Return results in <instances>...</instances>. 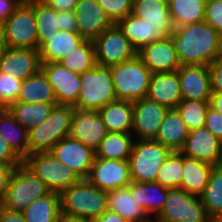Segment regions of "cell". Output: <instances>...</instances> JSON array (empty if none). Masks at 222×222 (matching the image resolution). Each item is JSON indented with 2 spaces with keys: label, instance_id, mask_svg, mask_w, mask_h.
<instances>
[{
  "label": "cell",
  "instance_id": "obj_18",
  "mask_svg": "<svg viewBox=\"0 0 222 222\" xmlns=\"http://www.w3.org/2000/svg\"><path fill=\"white\" fill-rule=\"evenodd\" d=\"M140 60L151 73L175 72L181 63L169 36L156 40L144 46L137 52Z\"/></svg>",
  "mask_w": 222,
  "mask_h": 222
},
{
  "label": "cell",
  "instance_id": "obj_11",
  "mask_svg": "<svg viewBox=\"0 0 222 222\" xmlns=\"http://www.w3.org/2000/svg\"><path fill=\"white\" fill-rule=\"evenodd\" d=\"M96 63L111 67L137 55L129 40L116 24L102 32L94 41Z\"/></svg>",
  "mask_w": 222,
  "mask_h": 222
},
{
  "label": "cell",
  "instance_id": "obj_42",
  "mask_svg": "<svg viewBox=\"0 0 222 222\" xmlns=\"http://www.w3.org/2000/svg\"><path fill=\"white\" fill-rule=\"evenodd\" d=\"M23 81L0 72V108L17 102Z\"/></svg>",
  "mask_w": 222,
  "mask_h": 222
},
{
  "label": "cell",
  "instance_id": "obj_55",
  "mask_svg": "<svg viewBox=\"0 0 222 222\" xmlns=\"http://www.w3.org/2000/svg\"><path fill=\"white\" fill-rule=\"evenodd\" d=\"M8 48L5 34V21L0 20V53Z\"/></svg>",
  "mask_w": 222,
  "mask_h": 222
},
{
  "label": "cell",
  "instance_id": "obj_56",
  "mask_svg": "<svg viewBox=\"0 0 222 222\" xmlns=\"http://www.w3.org/2000/svg\"><path fill=\"white\" fill-rule=\"evenodd\" d=\"M61 220L63 222H91V220H87V219H78V218H67L62 216Z\"/></svg>",
  "mask_w": 222,
  "mask_h": 222
},
{
  "label": "cell",
  "instance_id": "obj_41",
  "mask_svg": "<svg viewBox=\"0 0 222 222\" xmlns=\"http://www.w3.org/2000/svg\"><path fill=\"white\" fill-rule=\"evenodd\" d=\"M182 169L183 154L181 152H172L161 165L155 182L167 189L181 188Z\"/></svg>",
  "mask_w": 222,
  "mask_h": 222
},
{
  "label": "cell",
  "instance_id": "obj_6",
  "mask_svg": "<svg viewBox=\"0 0 222 222\" xmlns=\"http://www.w3.org/2000/svg\"><path fill=\"white\" fill-rule=\"evenodd\" d=\"M49 193L46 184L22 163L12 173L0 204L7 209L22 212L32 201Z\"/></svg>",
  "mask_w": 222,
  "mask_h": 222
},
{
  "label": "cell",
  "instance_id": "obj_21",
  "mask_svg": "<svg viewBox=\"0 0 222 222\" xmlns=\"http://www.w3.org/2000/svg\"><path fill=\"white\" fill-rule=\"evenodd\" d=\"M177 71L183 99L209 102L212 91L208 66L181 65Z\"/></svg>",
  "mask_w": 222,
  "mask_h": 222
},
{
  "label": "cell",
  "instance_id": "obj_47",
  "mask_svg": "<svg viewBox=\"0 0 222 222\" xmlns=\"http://www.w3.org/2000/svg\"><path fill=\"white\" fill-rule=\"evenodd\" d=\"M209 67L211 91L222 92V57L212 62Z\"/></svg>",
  "mask_w": 222,
  "mask_h": 222
},
{
  "label": "cell",
  "instance_id": "obj_17",
  "mask_svg": "<svg viewBox=\"0 0 222 222\" xmlns=\"http://www.w3.org/2000/svg\"><path fill=\"white\" fill-rule=\"evenodd\" d=\"M108 133L98 111L74 108L70 137L95 151Z\"/></svg>",
  "mask_w": 222,
  "mask_h": 222
},
{
  "label": "cell",
  "instance_id": "obj_12",
  "mask_svg": "<svg viewBox=\"0 0 222 222\" xmlns=\"http://www.w3.org/2000/svg\"><path fill=\"white\" fill-rule=\"evenodd\" d=\"M87 180L106 192L126 187L132 182L129 161L95 157Z\"/></svg>",
  "mask_w": 222,
  "mask_h": 222
},
{
  "label": "cell",
  "instance_id": "obj_31",
  "mask_svg": "<svg viewBox=\"0 0 222 222\" xmlns=\"http://www.w3.org/2000/svg\"><path fill=\"white\" fill-rule=\"evenodd\" d=\"M129 191L133 199L137 200L147 214H156V217L161 213L168 194V189L156 182L138 183L132 181L129 184Z\"/></svg>",
  "mask_w": 222,
  "mask_h": 222
},
{
  "label": "cell",
  "instance_id": "obj_51",
  "mask_svg": "<svg viewBox=\"0 0 222 222\" xmlns=\"http://www.w3.org/2000/svg\"><path fill=\"white\" fill-rule=\"evenodd\" d=\"M0 222H26L23 212L14 211L0 204Z\"/></svg>",
  "mask_w": 222,
  "mask_h": 222
},
{
  "label": "cell",
  "instance_id": "obj_3",
  "mask_svg": "<svg viewBox=\"0 0 222 222\" xmlns=\"http://www.w3.org/2000/svg\"><path fill=\"white\" fill-rule=\"evenodd\" d=\"M74 106L55 105L50 115L28 130V156L50 152L61 139L70 135Z\"/></svg>",
  "mask_w": 222,
  "mask_h": 222
},
{
  "label": "cell",
  "instance_id": "obj_16",
  "mask_svg": "<svg viewBox=\"0 0 222 222\" xmlns=\"http://www.w3.org/2000/svg\"><path fill=\"white\" fill-rule=\"evenodd\" d=\"M169 108L147 97L133 102V126L137 138L155 139Z\"/></svg>",
  "mask_w": 222,
  "mask_h": 222
},
{
  "label": "cell",
  "instance_id": "obj_4",
  "mask_svg": "<svg viewBox=\"0 0 222 222\" xmlns=\"http://www.w3.org/2000/svg\"><path fill=\"white\" fill-rule=\"evenodd\" d=\"M116 100L110 67L97 64L93 69L80 74V92L74 108L99 111Z\"/></svg>",
  "mask_w": 222,
  "mask_h": 222
},
{
  "label": "cell",
  "instance_id": "obj_52",
  "mask_svg": "<svg viewBox=\"0 0 222 222\" xmlns=\"http://www.w3.org/2000/svg\"><path fill=\"white\" fill-rule=\"evenodd\" d=\"M78 0H45L44 2L56 11H74Z\"/></svg>",
  "mask_w": 222,
  "mask_h": 222
},
{
  "label": "cell",
  "instance_id": "obj_40",
  "mask_svg": "<svg viewBox=\"0 0 222 222\" xmlns=\"http://www.w3.org/2000/svg\"><path fill=\"white\" fill-rule=\"evenodd\" d=\"M208 108L207 101L182 99L175 109L189 131H192L204 127Z\"/></svg>",
  "mask_w": 222,
  "mask_h": 222
},
{
  "label": "cell",
  "instance_id": "obj_2",
  "mask_svg": "<svg viewBox=\"0 0 222 222\" xmlns=\"http://www.w3.org/2000/svg\"><path fill=\"white\" fill-rule=\"evenodd\" d=\"M61 196V215L67 218L92 220L108 210V194L87 179L67 188Z\"/></svg>",
  "mask_w": 222,
  "mask_h": 222
},
{
  "label": "cell",
  "instance_id": "obj_5",
  "mask_svg": "<svg viewBox=\"0 0 222 222\" xmlns=\"http://www.w3.org/2000/svg\"><path fill=\"white\" fill-rule=\"evenodd\" d=\"M110 68L117 100L134 102L147 97L152 73L137 55Z\"/></svg>",
  "mask_w": 222,
  "mask_h": 222
},
{
  "label": "cell",
  "instance_id": "obj_15",
  "mask_svg": "<svg viewBox=\"0 0 222 222\" xmlns=\"http://www.w3.org/2000/svg\"><path fill=\"white\" fill-rule=\"evenodd\" d=\"M180 152L212 166L222 165V142L206 127L190 131Z\"/></svg>",
  "mask_w": 222,
  "mask_h": 222
},
{
  "label": "cell",
  "instance_id": "obj_10",
  "mask_svg": "<svg viewBox=\"0 0 222 222\" xmlns=\"http://www.w3.org/2000/svg\"><path fill=\"white\" fill-rule=\"evenodd\" d=\"M5 34L8 48L38 49L34 2L23 1L6 19Z\"/></svg>",
  "mask_w": 222,
  "mask_h": 222
},
{
  "label": "cell",
  "instance_id": "obj_13",
  "mask_svg": "<svg viewBox=\"0 0 222 222\" xmlns=\"http://www.w3.org/2000/svg\"><path fill=\"white\" fill-rule=\"evenodd\" d=\"M50 153L72 169L80 179H87L95 158V151L70 136L61 139Z\"/></svg>",
  "mask_w": 222,
  "mask_h": 222
},
{
  "label": "cell",
  "instance_id": "obj_58",
  "mask_svg": "<svg viewBox=\"0 0 222 222\" xmlns=\"http://www.w3.org/2000/svg\"><path fill=\"white\" fill-rule=\"evenodd\" d=\"M213 222H222V215H220L216 220H214Z\"/></svg>",
  "mask_w": 222,
  "mask_h": 222
},
{
  "label": "cell",
  "instance_id": "obj_44",
  "mask_svg": "<svg viewBox=\"0 0 222 222\" xmlns=\"http://www.w3.org/2000/svg\"><path fill=\"white\" fill-rule=\"evenodd\" d=\"M205 22L222 35V0H207Z\"/></svg>",
  "mask_w": 222,
  "mask_h": 222
},
{
  "label": "cell",
  "instance_id": "obj_36",
  "mask_svg": "<svg viewBox=\"0 0 222 222\" xmlns=\"http://www.w3.org/2000/svg\"><path fill=\"white\" fill-rule=\"evenodd\" d=\"M57 103L15 102L8 109L27 131L40 125L51 113Z\"/></svg>",
  "mask_w": 222,
  "mask_h": 222
},
{
  "label": "cell",
  "instance_id": "obj_27",
  "mask_svg": "<svg viewBox=\"0 0 222 222\" xmlns=\"http://www.w3.org/2000/svg\"><path fill=\"white\" fill-rule=\"evenodd\" d=\"M84 40L78 32L60 30L38 48L40 62H59Z\"/></svg>",
  "mask_w": 222,
  "mask_h": 222
},
{
  "label": "cell",
  "instance_id": "obj_33",
  "mask_svg": "<svg viewBox=\"0 0 222 222\" xmlns=\"http://www.w3.org/2000/svg\"><path fill=\"white\" fill-rule=\"evenodd\" d=\"M26 222H59L61 220V196L50 192L32 201L23 211Z\"/></svg>",
  "mask_w": 222,
  "mask_h": 222
},
{
  "label": "cell",
  "instance_id": "obj_29",
  "mask_svg": "<svg viewBox=\"0 0 222 222\" xmlns=\"http://www.w3.org/2000/svg\"><path fill=\"white\" fill-rule=\"evenodd\" d=\"M0 135L23 161L28 157V131L8 108H0Z\"/></svg>",
  "mask_w": 222,
  "mask_h": 222
},
{
  "label": "cell",
  "instance_id": "obj_54",
  "mask_svg": "<svg viewBox=\"0 0 222 222\" xmlns=\"http://www.w3.org/2000/svg\"><path fill=\"white\" fill-rule=\"evenodd\" d=\"M209 107L222 114V92H212Z\"/></svg>",
  "mask_w": 222,
  "mask_h": 222
},
{
  "label": "cell",
  "instance_id": "obj_38",
  "mask_svg": "<svg viewBox=\"0 0 222 222\" xmlns=\"http://www.w3.org/2000/svg\"><path fill=\"white\" fill-rule=\"evenodd\" d=\"M71 72L81 74L93 69L96 63L95 46L93 41L84 40L59 61Z\"/></svg>",
  "mask_w": 222,
  "mask_h": 222
},
{
  "label": "cell",
  "instance_id": "obj_1",
  "mask_svg": "<svg viewBox=\"0 0 222 222\" xmlns=\"http://www.w3.org/2000/svg\"><path fill=\"white\" fill-rule=\"evenodd\" d=\"M168 36L181 65L208 66L222 57V35L205 21L175 28Z\"/></svg>",
  "mask_w": 222,
  "mask_h": 222
},
{
  "label": "cell",
  "instance_id": "obj_8",
  "mask_svg": "<svg viewBox=\"0 0 222 222\" xmlns=\"http://www.w3.org/2000/svg\"><path fill=\"white\" fill-rule=\"evenodd\" d=\"M23 164L53 193L62 194L81 180L72 169L58 161L50 152L29 155Z\"/></svg>",
  "mask_w": 222,
  "mask_h": 222
},
{
  "label": "cell",
  "instance_id": "obj_9",
  "mask_svg": "<svg viewBox=\"0 0 222 222\" xmlns=\"http://www.w3.org/2000/svg\"><path fill=\"white\" fill-rule=\"evenodd\" d=\"M153 222H213L199 196L182 188L168 189L165 205Z\"/></svg>",
  "mask_w": 222,
  "mask_h": 222
},
{
  "label": "cell",
  "instance_id": "obj_35",
  "mask_svg": "<svg viewBox=\"0 0 222 222\" xmlns=\"http://www.w3.org/2000/svg\"><path fill=\"white\" fill-rule=\"evenodd\" d=\"M133 144L132 134L108 132L95 150V157L129 160Z\"/></svg>",
  "mask_w": 222,
  "mask_h": 222
},
{
  "label": "cell",
  "instance_id": "obj_53",
  "mask_svg": "<svg viewBox=\"0 0 222 222\" xmlns=\"http://www.w3.org/2000/svg\"><path fill=\"white\" fill-rule=\"evenodd\" d=\"M91 222H127V221L117 213L107 210L100 217L92 219Z\"/></svg>",
  "mask_w": 222,
  "mask_h": 222
},
{
  "label": "cell",
  "instance_id": "obj_22",
  "mask_svg": "<svg viewBox=\"0 0 222 222\" xmlns=\"http://www.w3.org/2000/svg\"><path fill=\"white\" fill-rule=\"evenodd\" d=\"M147 98L175 109L183 99L178 71L151 74Z\"/></svg>",
  "mask_w": 222,
  "mask_h": 222
},
{
  "label": "cell",
  "instance_id": "obj_14",
  "mask_svg": "<svg viewBox=\"0 0 222 222\" xmlns=\"http://www.w3.org/2000/svg\"><path fill=\"white\" fill-rule=\"evenodd\" d=\"M41 70L53 88L57 104L75 106L80 92V74L59 62L41 63Z\"/></svg>",
  "mask_w": 222,
  "mask_h": 222
},
{
  "label": "cell",
  "instance_id": "obj_49",
  "mask_svg": "<svg viewBox=\"0 0 222 222\" xmlns=\"http://www.w3.org/2000/svg\"><path fill=\"white\" fill-rule=\"evenodd\" d=\"M17 166H7L0 162V203L4 199L10 178Z\"/></svg>",
  "mask_w": 222,
  "mask_h": 222
},
{
  "label": "cell",
  "instance_id": "obj_34",
  "mask_svg": "<svg viewBox=\"0 0 222 222\" xmlns=\"http://www.w3.org/2000/svg\"><path fill=\"white\" fill-rule=\"evenodd\" d=\"M207 0H168L175 28L205 21Z\"/></svg>",
  "mask_w": 222,
  "mask_h": 222
},
{
  "label": "cell",
  "instance_id": "obj_48",
  "mask_svg": "<svg viewBox=\"0 0 222 222\" xmlns=\"http://www.w3.org/2000/svg\"><path fill=\"white\" fill-rule=\"evenodd\" d=\"M76 14L74 11H59V28L61 31L78 32Z\"/></svg>",
  "mask_w": 222,
  "mask_h": 222
},
{
  "label": "cell",
  "instance_id": "obj_20",
  "mask_svg": "<svg viewBox=\"0 0 222 222\" xmlns=\"http://www.w3.org/2000/svg\"><path fill=\"white\" fill-rule=\"evenodd\" d=\"M74 12L78 33L85 40L94 41L113 25L97 0H78Z\"/></svg>",
  "mask_w": 222,
  "mask_h": 222
},
{
  "label": "cell",
  "instance_id": "obj_57",
  "mask_svg": "<svg viewBox=\"0 0 222 222\" xmlns=\"http://www.w3.org/2000/svg\"><path fill=\"white\" fill-rule=\"evenodd\" d=\"M25 2H44L45 0H24Z\"/></svg>",
  "mask_w": 222,
  "mask_h": 222
},
{
  "label": "cell",
  "instance_id": "obj_7",
  "mask_svg": "<svg viewBox=\"0 0 222 222\" xmlns=\"http://www.w3.org/2000/svg\"><path fill=\"white\" fill-rule=\"evenodd\" d=\"M172 151L158 141L139 139L134 142L129 157L130 175L133 182H155L161 165Z\"/></svg>",
  "mask_w": 222,
  "mask_h": 222
},
{
  "label": "cell",
  "instance_id": "obj_23",
  "mask_svg": "<svg viewBox=\"0 0 222 222\" xmlns=\"http://www.w3.org/2000/svg\"><path fill=\"white\" fill-rule=\"evenodd\" d=\"M116 25L136 52L144 46L165 37L159 30L158 25H150L144 19L138 18L132 13L122 18Z\"/></svg>",
  "mask_w": 222,
  "mask_h": 222
},
{
  "label": "cell",
  "instance_id": "obj_30",
  "mask_svg": "<svg viewBox=\"0 0 222 222\" xmlns=\"http://www.w3.org/2000/svg\"><path fill=\"white\" fill-rule=\"evenodd\" d=\"M214 166L183 155L181 188L191 195L201 196Z\"/></svg>",
  "mask_w": 222,
  "mask_h": 222
},
{
  "label": "cell",
  "instance_id": "obj_19",
  "mask_svg": "<svg viewBox=\"0 0 222 222\" xmlns=\"http://www.w3.org/2000/svg\"><path fill=\"white\" fill-rule=\"evenodd\" d=\"M41 69L38 49L6 48L0 53V72L25 80Z\"/></svg>",
  "mask_w": 222,
  "mask_h": 222
},
{
  "label": "cell",
  "instance_id": "obj_45",
  "mask_svg": "<svg viewBox=\"0 0 222 222\" xmlns=\"http://www.w3.org/2000/svg\"><path fill=\"white\" fill-rule=\"evenodd\" d=\"M215 137L222 142V114L212 108H208L205 125Z\"/></svg>",
  "mask_w": 222,
  "mask_h": 222
},
{
  "label": "cell",
  "instance_id": "obj_26",
  "mask_svg": "<svg viewBox=\"0 0 222 222\" xmlns=\"http://www.w3.org/2000/svg\"><path fill=\"white\" fill-rule=\"evenodd\" d=\"M189 132L179 112L176 109H169L154 140L172 152H180L185 145Z\"/></svg>",
  "mask_w": 222,
  "mask_h": 222
},
{
  "label": "cell",
  "instance_id": "obj_46",
  "mask_svg": "<svg viewBox=\"0 0 222 222\" xmlns=\"http://www.w3.org/2000/svg\"><path fill=\"white\" fill-rule=\"evenodd\" d=\"M0 162L7 166H19L23 160L12 150L8 142L0 135Z\"/></svg>",
  "mask_w": 222,
  "mask_h": 222
},
{
  "label": "cell",
  "instance_id": "obj_32",
  "mask_svg": "<svg viewBox=\"0 0 222 222\" xmlns=\"http://www.w3.org/2000/svg\"><path fill=\"white\" fill-rule=\"evenodd\" d=\"M17 102L57 103L53 88L41 69L23 80Z\"/></svg>",
  "mask_w": 222,
  "mask_h": 222
},
{
  "label": "cell",
  "instance_id": "obj_39",
  "mask_svg": "<svg viewBox=\"0 0 222 222\" xmlns=\"http://www.w3.org/2000/svg\"><path fill=\"white\" fill-rule=\"evenodd\" d=\"M34 12L38 33V48L48 41L60 28L59 11L49 7L45 2H34Z\"/></svg>",
  "mask_w": 222,
  "mask_h": 222
},
{
  "label": "cell",
  "instance_id": "obj_24",
  "mask_svg": "<svg viewBox=\"0 0 222 222\" xmlns=\"http://www.w3.org/2000/svg\"><path fill=\"white\" fill-rule=\"evenodd\" d=\"M132 14L150 25H158L165 36L175 29L167 0H133Z\"/></svg>",
  "mask_w": 222,
  "mask_h": 222
},
{
  "label": "cell",
  "instance_id": "obj_25",
  "mask_svg": "<svg viewBox=\"0 0 222 222\" xmlns=\"http://www.w3.org/2000/svg\"><path fill=\"white\" fill-rule=\"evenodd\" d=\"M108 194V210L117 213L127 222H153L147 216V212L141 207L136 199H133L129 185L126 187L113 189Z\"/></svg>",
  "mask_w": 222,
  "mask_h": 222
},
{
  "label": "cell",
  "instance_id": "obj_50",
  "mask_svg": "<svg viewBox=\"0 0 222 222\" xmlns=\"http://www.w3.org/2000/svg\"><path fill=\"white\" fill-rule=\"evenodd\" d=\"M23 1L24 0H0V20L6 21Z\"/></svg>",
  "mask_w": 222,
  "mask_h": 222
},
{
  "label": "cell",
  "instance_id": "obj_43",
  "mask_svg": "<svg viewBox=\"0 0 222 222\" xmlns=\"http://www.w3.org/2000/svg\"><path fill=\"white\" fill-rule=\"evenodd\" d=\"M97 2L113 24L133 11V0H97Z\"/></svg>",
  "mask_w": 222,
  "mask_h": 222
},
{
  "label": "cell",
  "instance_id": "obj_37",
  "mask_svg": "<svg viewBox=\"0 0 222 222\" xmlns=\"http://www.w3.org/2000/svg\"><path fill=\"white\" fill-rule=\"evenodd\" d=\"M200 198L207 216L212 221L222 215V165L213 167L208 184Z\"/></svg>",
  "mask_w": 222,
  "mask_h": 222
},
{
  "label": "cell",
  "instance_id": "obj_28",
  "mask_svg": "<svg viewBox=\"0 0 222 222\" xmlns=\"http://www.w3.org/2000/svg\"><path fill=\"white\" fill-rule=\"evenodd\" d=\"M108 132L132 134L133 102L116 100L98 111Z\"/></svg>",
  "mask_w": 222,
  "mask_h": 222
}]
</instances>
